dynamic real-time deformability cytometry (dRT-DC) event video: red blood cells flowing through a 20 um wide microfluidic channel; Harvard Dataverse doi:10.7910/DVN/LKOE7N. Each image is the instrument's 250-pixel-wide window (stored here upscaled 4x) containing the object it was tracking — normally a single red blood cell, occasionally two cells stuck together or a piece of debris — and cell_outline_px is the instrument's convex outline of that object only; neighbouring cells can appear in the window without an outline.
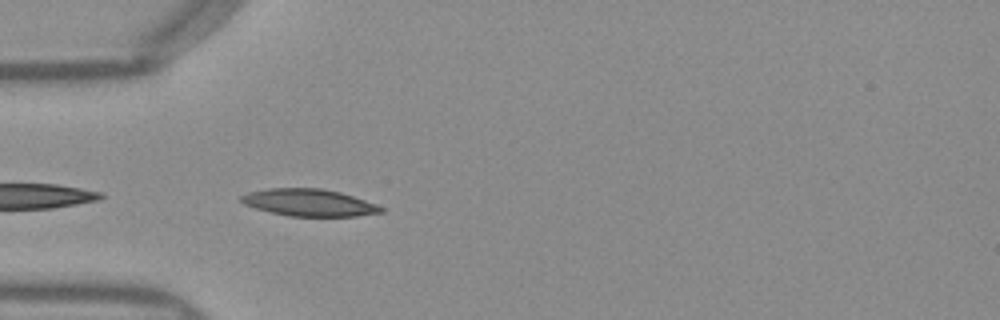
{"species": "Egyptian fruit bat (a non-hibernating species)", "species_latin": "Rousettus aegyptiacus", "temperature_condition": "warm", "stored_images_in_passage": 22, "camera_frame_rate_fps": 3000, "um_per_image_px": 0.085, "frame": {"image": 1, "passage_image": 2, "time_ms": 0.333, "image_size_px": [1000, 320], "cell_outline_px": [[384, 212], [356, 216], [288, 216], [256, 208], [244, 204], [240, 200], [240, 196], [248, 192], [268, 188], [320, 188], [340, 192], [376, 204], [384, 208]], "centroid_in_image_um": [26.26, 17.22], "position_along_channel_um": 58.7, "area_um2": 21.96}}
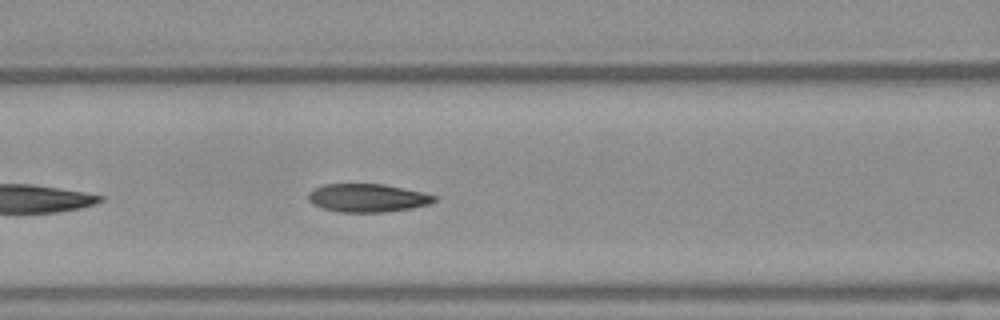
{"frame": {"image": 2, "passage_image": 8, "time_ms": 2.333, "image_size_px": [1000, 320], "cell_outline_px": [[436, 200], [428, 204], [408, 208], [384, 212], [340, 212], [324, 208], [312, 204], [308, 200], [308, 192], [312, 188], [324, 184], [384, 184], [420, 192], [436, 196]], "centroid_in_image_um": [31.16, 16.81], "position_along_channel_um": 135.4, "area_um2": 20.52}}
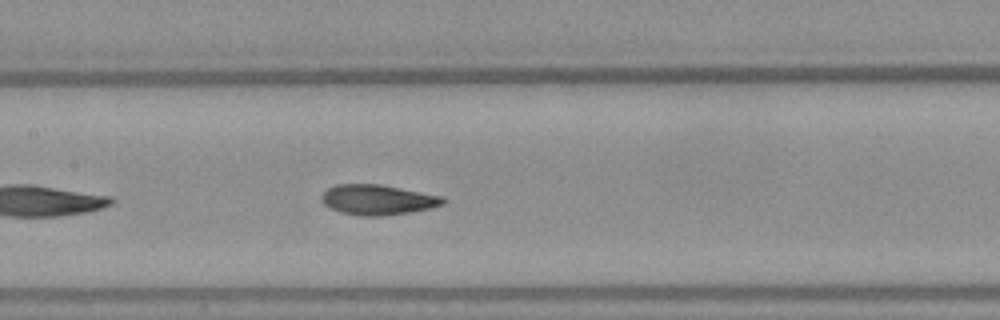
{"frame": {"image": 3, "passage_image": 11, "time_ms": 3.333, "image_size_px": [1000, 320], "cell_outline_px": [[444, 204], [428, 208], [408, 212], [384, 216], [360, 216], [340, 212], [324, 204], [320, 200], [320, 196], [328, 188], [336, 184], [380, 184], [444, 196]], "centroid_in_image_um": [32.07, 16.97], "position_along_channel_um": 175.3, "area_um2": 21.33}}